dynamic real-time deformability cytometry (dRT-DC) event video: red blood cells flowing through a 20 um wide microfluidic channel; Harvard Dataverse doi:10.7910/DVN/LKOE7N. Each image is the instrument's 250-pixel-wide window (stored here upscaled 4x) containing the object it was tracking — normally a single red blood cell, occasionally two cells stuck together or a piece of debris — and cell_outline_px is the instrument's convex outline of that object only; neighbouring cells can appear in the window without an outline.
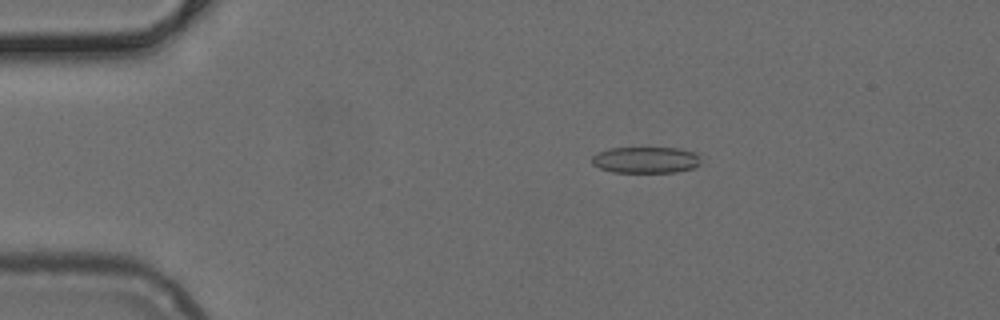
{"species": "common noctule bat (a hibernating species)", "species_latin": "Nyctalus noctula", "temperature_condition": "cold", "stored_images_in_passage": 51, "camera_frame_rate_fps": 3000, "um_per_image_px": 0.085, "animal": {"sex": "female", "body_mass_g": 24.6, "forearm_length_mm": 56.2}, "frame": {"image": 1, "passage_image": 10, "time_ms": 3.0, "image_size_px": [1000, 320], "cell_outline_px": [[700, 164], [692, 168], [676, 172], [612, 172], [600, 168], [592, 164], [592, 156], [596, 152], [608, 148], [680, 148], [692, 152], [700, 160]], "centroid_in_image_um": [54.83, 13.59], "position_along_channel_um": 30.2, "area_um2": 16.65}}
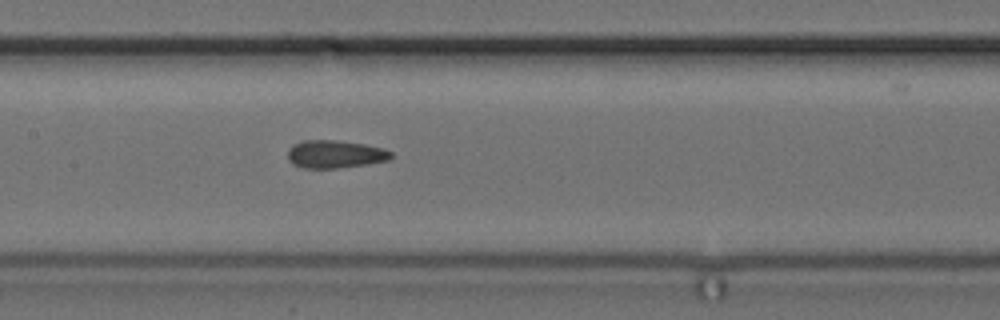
{"frame": {"image": 2, "passage_image": 25, "time_ms": 8.0, "image_size_px": [1000, 320], "cell_outline_px": [[392, 156], [388, 160], [364, 164], [336, 168], [304, 168], [292, 164], [288, 160], [288, 152], [296, 144], [308, 140], [336, 140], [364, 144], [384, 148], [392, 152]], "centroid_in_image_um": [28.5, 13.11], "position_along_channel_um": 178.9, "area_um2": 16.47}}
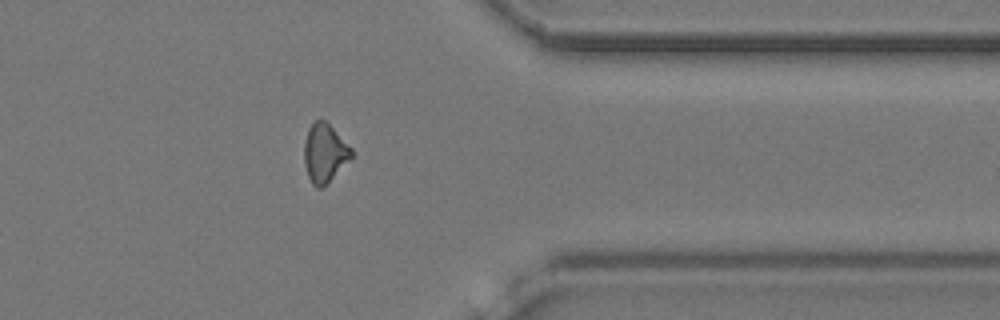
{"frame": {"image": 3, "passage_image": 41, "time_ms": 13.333, "image_size_px": [1000, 320], "cell_outline_px": [[352, 156], [320, 188], [316, 188], [312, 184], [308, 176], [304, 164], [304, 140], [308, 128], [316, 120], [324, 120], [352, 148]], "centroid_in_image_um": [27.55, 12.98], "position_along_channel_um": 383.9, "area_um2": 15.61}}